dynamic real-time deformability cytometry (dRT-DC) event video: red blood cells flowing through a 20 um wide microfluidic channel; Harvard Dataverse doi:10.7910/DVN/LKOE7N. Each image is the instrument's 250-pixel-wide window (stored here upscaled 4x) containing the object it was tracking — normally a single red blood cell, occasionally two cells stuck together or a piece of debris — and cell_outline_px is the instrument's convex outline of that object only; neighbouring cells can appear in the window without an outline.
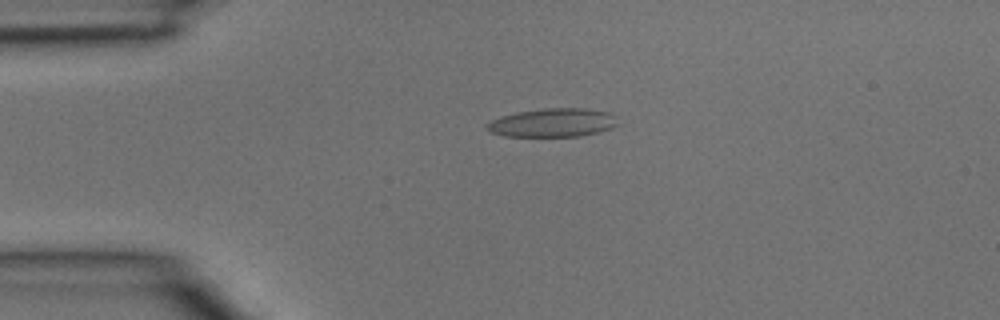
{"species": "common noctule bat (a hibernating species)", "species_latin": "Nyctalus noctula", "temperature_condition": "room temperature", "stored_images_in_passage": 4, "camera_frame_rate_fps": 3000, "um_per_image_px": 0.085, "animal": {"sex": "male", "body_mass_g": 15.6}, "frame": {"image": 1, "passage_image": 2, "time_ms": 0.333, "image_size_px": [1000, 320], "cell_outline_px": [[620, 124], [612, 128], [580, 136], [504, 136], [488, 132], [484, 128], [484, 124], [492, 120], [504, 116], [520, 112], [548, 108], [588, 108], [612, 112], [616, 116]], "centroid_in_image_um": [47.02, 10.43], "position_along_channel_um": 38.0, "area_um2": 21.96}}